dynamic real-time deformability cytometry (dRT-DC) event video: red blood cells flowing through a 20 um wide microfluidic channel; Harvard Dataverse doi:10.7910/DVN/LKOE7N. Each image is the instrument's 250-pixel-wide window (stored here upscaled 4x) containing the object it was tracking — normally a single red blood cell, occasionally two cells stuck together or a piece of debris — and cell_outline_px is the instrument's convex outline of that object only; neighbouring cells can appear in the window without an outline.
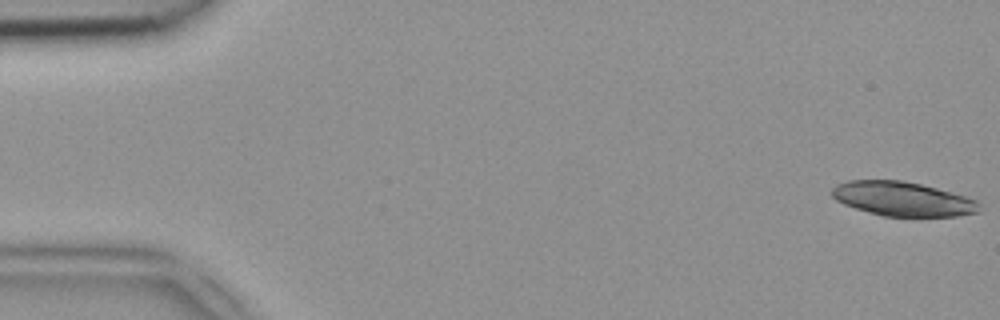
{"species": "common noctule bat (a hibernating species)", "species_latin": "Nyctalus noctula", "temperature_condition": "room temperature", "stored_images_in_passage": 8, "camera_frame_rate_fps": 3000, "um_per_image_px": 0.085, "animal": {"sex": "female", "body_mass_g": 18.4}, "frame": {"image": 1, "passage_image": 1, "time_ms": 0.0, "image_size_px": [1000, 320], "cell_outline_px": [[980, 212], [956, 216], [884, 216], [856, 208], [844, 204], [836, 200], [832, 196], [832, 188], [836, 184], [848, 180], [900, 180], [920, 184], [936, 188], [964, 196], [976, 200], [980, 204]], "centroid_in_image_um": [76.72, 16.9], "position_along_channel_um": 8.3, "area_um2": 29.19}}